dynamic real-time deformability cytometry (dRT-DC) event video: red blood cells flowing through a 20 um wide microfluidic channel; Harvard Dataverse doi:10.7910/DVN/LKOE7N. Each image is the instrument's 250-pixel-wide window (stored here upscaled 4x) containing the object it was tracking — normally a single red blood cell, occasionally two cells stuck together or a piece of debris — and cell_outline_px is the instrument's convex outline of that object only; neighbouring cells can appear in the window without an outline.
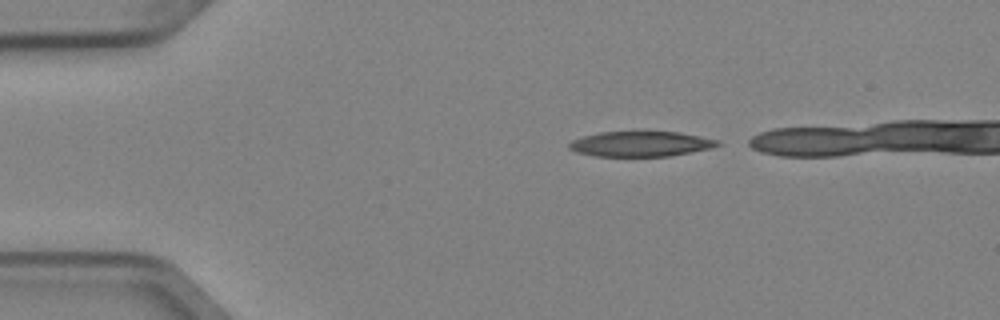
{"species": "Egyptian fruit bat (a non-hibernating species)", "species_latin": "Rousettus aegyptiacus", "temperature_condition": "cold", "stored_images_in_passage": 3, "camera_frame_rate_fps": 3000, "um_per_image_px": 0.085, "animal": {"sex": "female"}, "frame": {"image": 1, "passage_image": 1, "time_ms": 0.0, "image_size_px": [1000, 320], "cell_outline_px": [[720, 144], [712, 148], [672, 156], [596, 156], [576, 152], [568, 148], [568, 144], [572, 140], [580, 136], [600, 132], [680, 132], [720, 140]], "centroid_in_image_um": [54.46, 12.23], "position_along_channel_um": 30.5, "area_um2": 21.91}}